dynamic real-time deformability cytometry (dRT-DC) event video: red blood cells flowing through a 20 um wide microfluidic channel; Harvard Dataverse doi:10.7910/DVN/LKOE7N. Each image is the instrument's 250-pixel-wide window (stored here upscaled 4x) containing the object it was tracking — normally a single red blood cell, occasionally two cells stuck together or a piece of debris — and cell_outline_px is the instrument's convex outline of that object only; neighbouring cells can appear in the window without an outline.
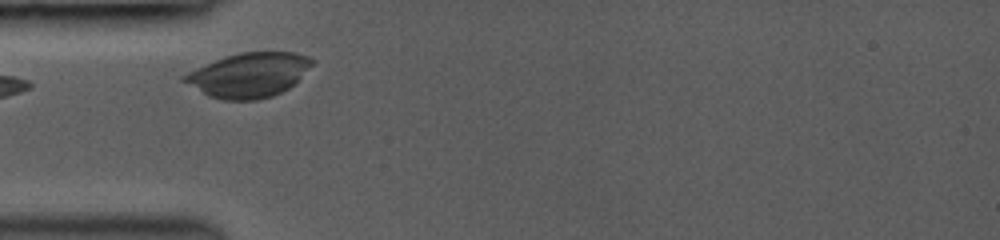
{"species": "common noctule bat (a hibernating species)", "species_latin": "Nyctalus noctula", "temperature_condition": "room temperature", "stored_images_in_passage": 19, "camera_frame_rate_fps": 3000, "um_per_image_px": 0.085, "animal": {"sex": "female", "body_mass_g": 19.0, "forearm_length_mm": 53.3}, "frame": {"image": 1, "passage_image": 1, "time_ms": 0.0, "image_size_px": [1000, 240], "cell_outline_px": [[312, 64], [288, 88], [272, 96], [256, 100], [224, 100], [208, 96], [180, 80], [180, 76], [196, 68], [216, 60], [240, 52], [296, 52], [308, 56], [312, 60]], "centroid_in_image_um": [21.1, 6.38], "position_along_channel_um": 63.9, "area_um2": 32.71}}
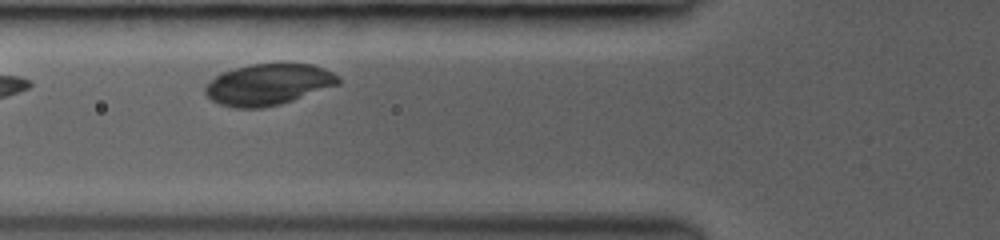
{"frame": {"image": 2, "passage_image": 3, "time_ms": 1.0, "image_size_px": [1000, 240], "cell_outline_px": [[340, 84], [280, 104], [260, 108], [232, 108], [220, 104], [212, 100], [204, 92], [204, 84], [220, 72], [252, 64], [288, 60], [312, 64], [324, 68], [340, 76]], "centroid_in_image_um": [22.81, 7.13], "position_along_channel_um": 103.0, "area_um2": 32.89}}